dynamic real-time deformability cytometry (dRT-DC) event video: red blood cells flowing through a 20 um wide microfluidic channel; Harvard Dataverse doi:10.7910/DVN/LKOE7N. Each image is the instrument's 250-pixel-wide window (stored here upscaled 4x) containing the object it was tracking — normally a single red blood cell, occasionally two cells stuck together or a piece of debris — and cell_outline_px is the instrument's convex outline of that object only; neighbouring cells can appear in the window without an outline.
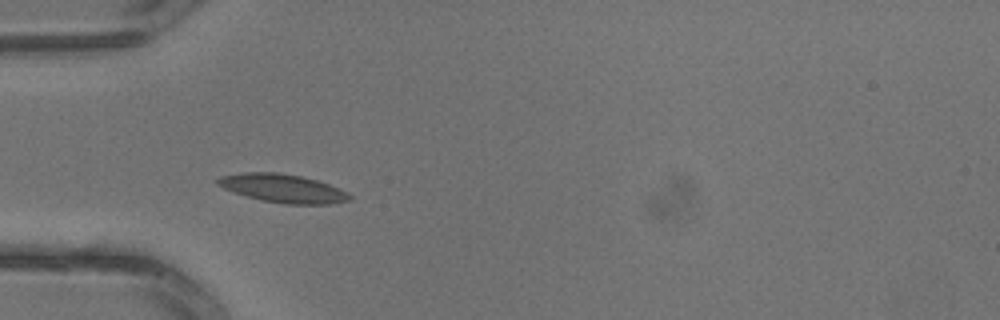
{"species": "common noctule bat (a hibernating species)", "species_latin": "Nyctalus noctula", "temperature_condition": "warm", "stored_images_in_passage": 1, "camera_frame_rate_fps": 3000, "um_per_image_px": 0.085, "animal": {"sex": "male", "body_mass_g": 13.3}, "frame": {"image": 1, "passage_image": 1, "time_ms": 0.0, "image_size_px": [1000, 320], "cell_outline_px": [[352, 200], [328, 204], [284, 204], [264, 200], [232, 192], [216, 184], [216, 180], [220, 176], [244, 172], [276, 172], [300, 176], [316, 180], [328, 184], [348, 192], [352, 196]], "centroid_in_image_um": [24.04, 16.01], "position_along_channel_um": 61.0, "area_um2": 21.73}}